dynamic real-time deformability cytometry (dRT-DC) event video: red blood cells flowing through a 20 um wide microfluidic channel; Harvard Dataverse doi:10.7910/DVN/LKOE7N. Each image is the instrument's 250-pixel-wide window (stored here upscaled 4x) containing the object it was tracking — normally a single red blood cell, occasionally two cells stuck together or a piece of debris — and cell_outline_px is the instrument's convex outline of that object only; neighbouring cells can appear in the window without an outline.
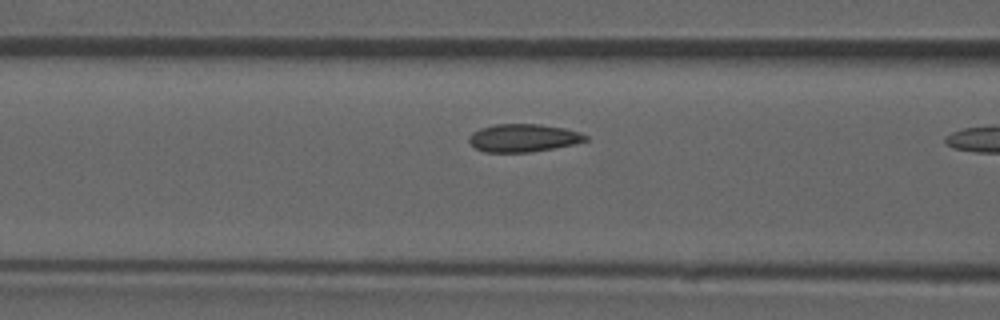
{"species": "common noctule bat (a hibernating species)", "species_latin": "Nyctalus noctula", "temperature_condition": "room temperature", "stored_images_in_passage": 16, "camera_frame_rate_fps": 3000, "um_per_image_px": 0.085, "animal": {"sex": "male", "forearm_length_mm": 52.5}, "frame": {"image": 1, "passage_image": 14, "time_ms": 4.333, "image_size_px": [1000, 320], "cell_outline_px": [[588, 140], [572, 144], [552, 148], [528, 152], [484, 152], [476, 148], [468, 140], [468, 136], [472, 132], [480, 128], [496, 124], [540, 124], [564, 128], [580, 132], [588, 136]], "centroid_in_image_um": [44.46, 11.71], "position_along_channel_um": 122.1, "area_um2": 18.84}}